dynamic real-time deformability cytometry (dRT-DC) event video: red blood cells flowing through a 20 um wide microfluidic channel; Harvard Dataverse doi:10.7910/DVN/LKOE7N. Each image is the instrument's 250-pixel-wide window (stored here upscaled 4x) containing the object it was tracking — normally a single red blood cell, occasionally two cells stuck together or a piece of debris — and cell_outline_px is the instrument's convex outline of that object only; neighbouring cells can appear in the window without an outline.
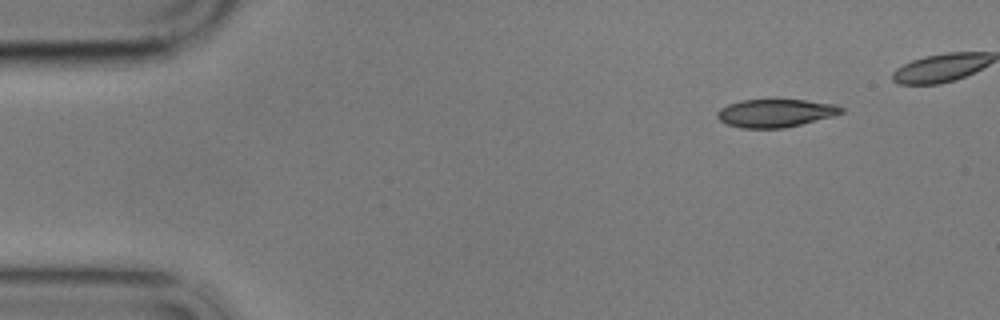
{"species": "common noctule bat (a hibernating species)", "species_latin": "Nyctalus noctula", "temperature_condition": "cold", "stored_images_in_passage": 6, "segment_of_instrument_passage": [1, 2], "camera_frame_rate_fps": 3000, "um_per_image_px": 0.085, "animal": {"sex": "male", "body_mass_g": 17.9}, "frame": {"image": 1, "passage_image": 1, "time_ms": 0.0, "image_size_px": [1000, 320], "cell_outline_px": [[844, 112], [832, 116], [784, 128], [740, 128], [728, 124], [720, 120], [716, 116], [716, 112], [720, 108], [728, 104], [740, 100], [804, 100], [836, 104], [844, 108]], "centroid_in_image_um": [65.9, 9.61], "position_along_channel_um": 19.1, "area_um2": 20.17}}
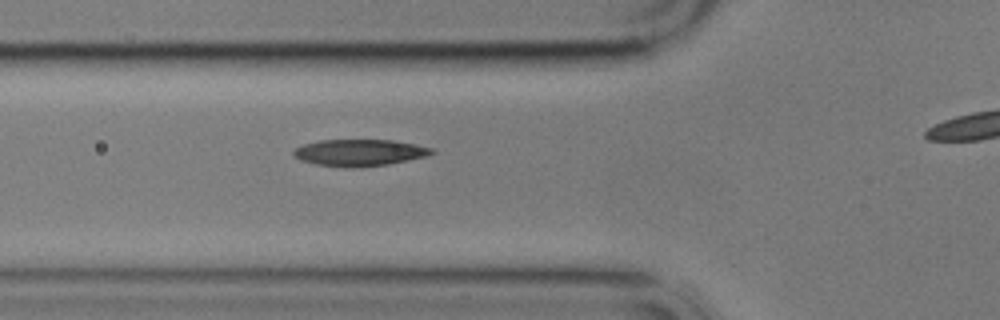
{"frame": {"image": 2, "passage_image": 5, "time_ms": 4.667, "image_size_px": [1000, 320], "cell_outline_px": [[436, 152], [428, 156], [388, 164], [360, 168], [348, 168], [316, 164], [300, 160], [292, 152], [296, 148], [304, 144], [320, 140], [392, 140], [416, 144], [432, 148]], "centroid_in_image_um": [30.59, 12.98], "position_along_channel_um": 95.2, "area_um2": 21.56}}